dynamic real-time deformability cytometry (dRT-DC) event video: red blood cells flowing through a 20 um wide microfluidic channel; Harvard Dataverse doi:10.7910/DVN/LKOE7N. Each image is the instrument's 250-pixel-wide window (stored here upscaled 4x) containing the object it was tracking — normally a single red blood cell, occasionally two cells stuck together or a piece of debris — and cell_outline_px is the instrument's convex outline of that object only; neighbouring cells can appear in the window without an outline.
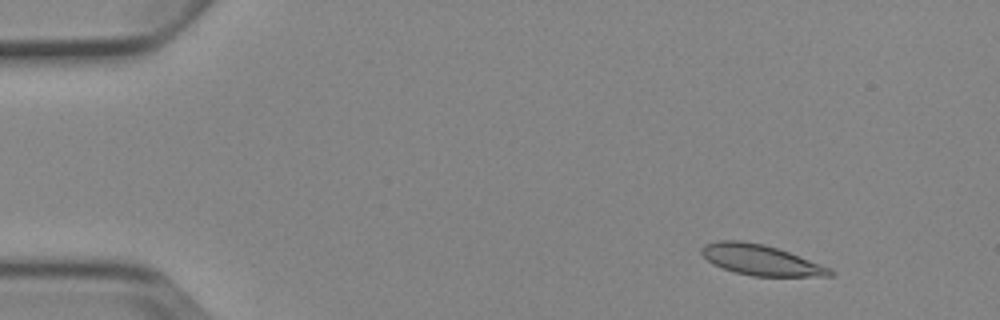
{"species": "Egyptian fruit bat (a non-hibernating species)", "species_latin": "Rousettus aegyptiacus", "temperature_condition": "cold", "stored_images_in_passage": 3, "camera_frame_rate_fps": 3000, "um_per_image_px": 0.085, "animal": {"sex": "female"}, "frame": {"image": 1, "passage_image": 1, "time_ms": 0.0, "image_size_px": [1000, 320], "cell_outline_px": [[836, 272], [832, 276], [752, 276], [736, 272], [712, 264], [700, 252], [700, 248], [704, 244], [716, 240], [740, 240], [764, 244], [788, 252], [832, 268]], "centroid_in_image_um": [64.66, 22.09], "position_along_channel_um": 20.3, "area_um2": 22.83}}